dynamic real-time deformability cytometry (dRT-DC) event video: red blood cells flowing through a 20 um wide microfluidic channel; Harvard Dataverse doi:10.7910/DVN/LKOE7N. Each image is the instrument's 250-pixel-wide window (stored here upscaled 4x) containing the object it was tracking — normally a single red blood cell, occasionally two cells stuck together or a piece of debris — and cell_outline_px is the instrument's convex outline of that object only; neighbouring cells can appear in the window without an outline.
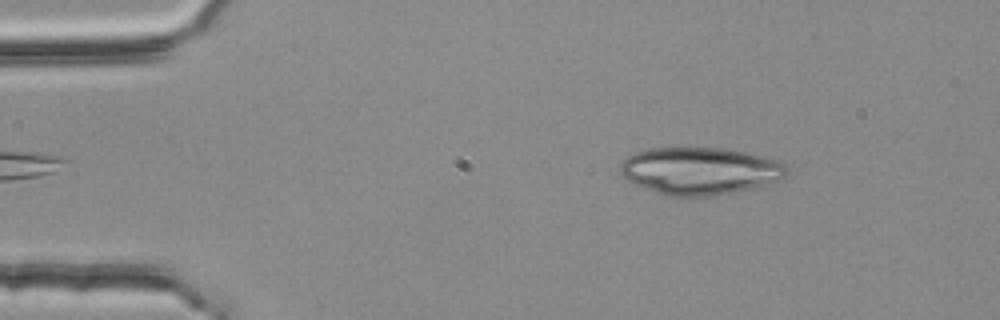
{"species": "common noctule bat (a hibernating species)", "species_latin": "Nyctalus noctula", "temperature_condition": "room temperature", "stored_images_in_passage": 47, "camera_frame_rate_fps": 3000, "um_per_image_px": 0.085, "animal": {"sex": "female", "body_mass_g": 25.1}, "frame": {"image": 1, "passage_image": 2, "time_ms": 0.333, "image_size_px": [1000, 320], "cell_outline_px": [[788, 172], [784, 176], [776, 180], [752, 188], [736, 192], [716, 196], [668, 196], [636, 184], [620, 176], [620, 164], [628, 156], [636, 152], [648, 148], [724, 148], [744, 152], [772, 160], [784, 164], [788, 168]], "centroid_in_image_um": [59.44, 14.53], "position_along_channel_um": 25.6, "area_um2": 45.43}}
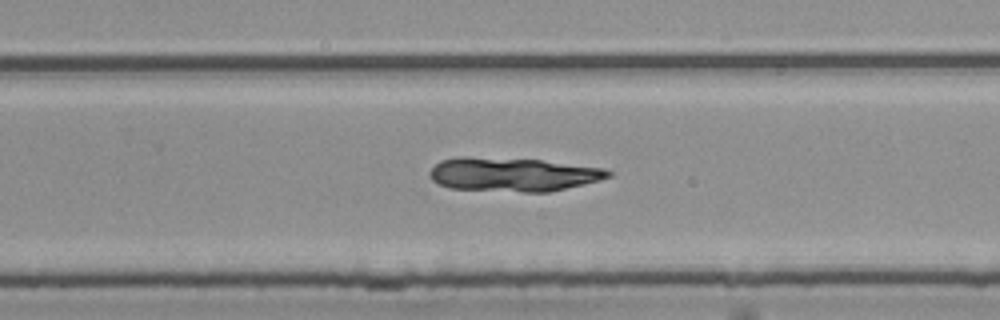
{"frame": {"image": 2, "passage_image": 28, "time_ms": 9.0, "image_size_px": [1000, 320], "cell_outline_px": [[612, 176], [600, 180], [584, 184], [548, 192], [524, 192], [448, 188], [432, 180], [428, 172], [440, 160], [456, 156], [468, 156], [540, 160], [604, 168], [612, 172]], "centroid_in_image_um": [43.57, 14.82], "position_along_channel_um": 286.2, "area_um2": 35.32}}
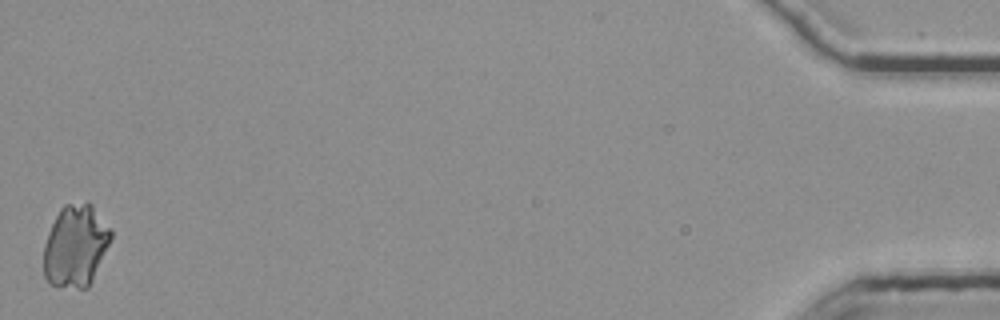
{"frame": {"image": 3, "passage_image": 47, "time_ms": 15.333, "image_size_px": [1000, 320], "cell_outline_px": [[112, 236], [88, 288], [76, 288], [48, 284], [44, 276], [44, 244], [48, 232], [60, 208], [64, 204], [92, 204], [112, 228]], "centroid_in_image_um": [6.41, 20.9], "position_along_channel_um": 428.8, "area_um2": 31.96}}